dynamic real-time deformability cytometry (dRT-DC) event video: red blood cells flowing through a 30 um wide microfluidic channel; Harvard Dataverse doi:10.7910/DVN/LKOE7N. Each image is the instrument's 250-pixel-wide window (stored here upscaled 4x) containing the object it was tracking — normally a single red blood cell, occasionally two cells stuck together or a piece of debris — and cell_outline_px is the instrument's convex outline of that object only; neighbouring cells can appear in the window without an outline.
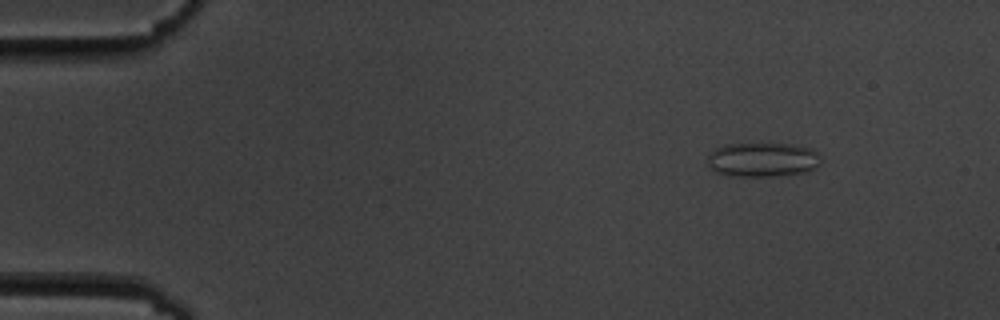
{"species": "common noctule bat (a hibernating species)", "species_latin": "Nyctalus noctula", "temperature_condition": "cold", "stored_images_in_passage": 6, "camera_frame_rate_fps": 3000, "um_per_image_px": 0.085, "animal": {"sex": "male", "body_mass_g": 19.5, "forearm_length_mm": 54.6}, "frame": {"image": 1, "passage_image": 2, "time_ms": 1.0, "image_size_px": [1000, 320], "cell_outline_px": [[820, 164], [816, 168], [808, 172], [772, 176], [728, 176], [716, 172], [708, 164], [708, 156], [716, 148], [724, 144], [792, 144], [812, 148], [820, 156]], "centroid_in_image_um": [64.85, 13.58], "position_along_channel_um": 20.1, "area_um2": 22.77}}
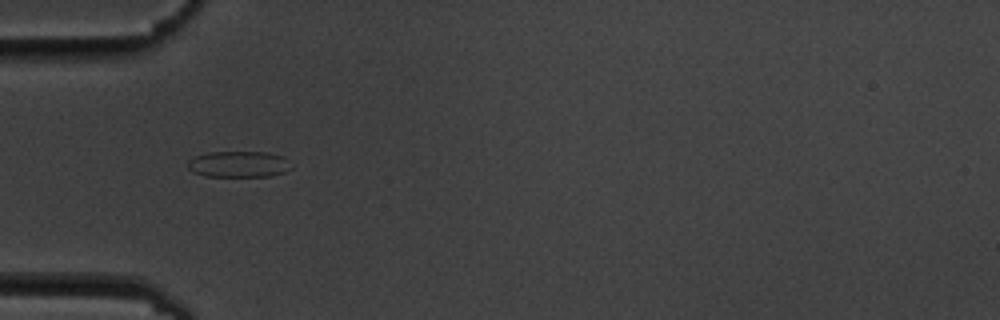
{"frame": {"image": 2, "passage_image": 5, "time_ms": 4.667, "image_size_px": [1000, 320], "cell_outline_px": [[292, 168], [284, 172], [268, 176], [204, 176], [192, 172], [188, 168], [188, 160], [192, 156], [208, 152], [268, 152], [284, 156]], "centroid_in_image_um": [20.25, 13.95], "position_along_channel_um": 64.7, "area_um2": 15.9}}
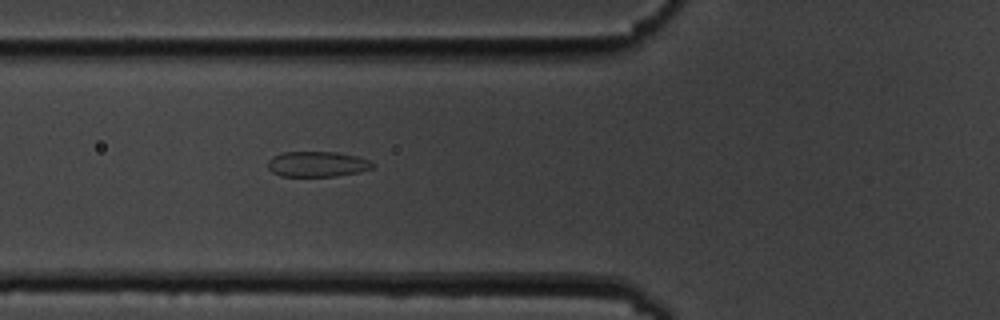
{"frame": {"image": 3, "passage_image": 6, "time_ms": 5.667, "image_size_px": [1000, 320], "cell_outline_px": [[376, 164], [372, 168], [360, 172], [336, 176], [280, 176], [272, 172], [268, 168], [268, 160], [272, 156], [284, 152], [336, 152], [360, 156]], "centroid_in_image_um": [26.98, 13.95], "position_along_channel_um": 98.8, "area_um2": 15.66}}